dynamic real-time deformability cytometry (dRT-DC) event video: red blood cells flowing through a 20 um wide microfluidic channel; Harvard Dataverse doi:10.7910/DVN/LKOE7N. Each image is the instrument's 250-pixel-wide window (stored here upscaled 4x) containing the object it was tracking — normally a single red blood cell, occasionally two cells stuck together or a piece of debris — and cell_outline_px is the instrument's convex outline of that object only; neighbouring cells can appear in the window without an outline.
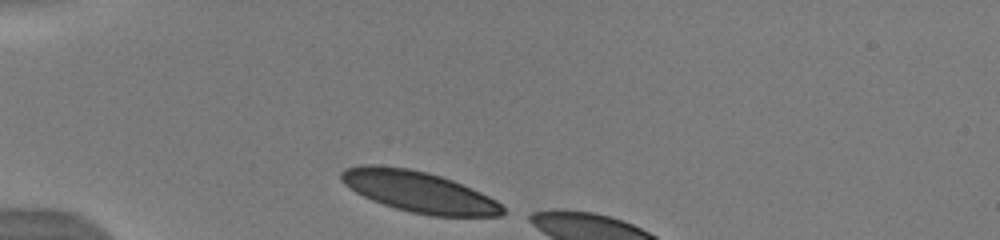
{"species": "human", "species_latin": "Homo sapiens", "temperature_condition": "warm", "stored_images_in_passage": 6, "camera_frame_rate_fps": 3000, "um_per_image_px": 0.085, "donor": {"sex": "male"}, "frame": {"image": 1, "passage_image": 1, "time_ms": 0.0, "image_size_px": [1000, 240], "cell_outline_px": [[504, 212], [500, 216], [432, 216], [412, 212], [396, 208], [372, 200], [356, 192], [344, 184], [340, 180], [340, 172], [344, 168], [360, 164], [376, 164], [408, 168], [428, 172], [452, 180], [480, 192], [496, 200], [504, 208]], "centroid_in_image_um": [35.56, 16.28], "position_along_channel_um": 49.4, "area_um2": 38.49}}